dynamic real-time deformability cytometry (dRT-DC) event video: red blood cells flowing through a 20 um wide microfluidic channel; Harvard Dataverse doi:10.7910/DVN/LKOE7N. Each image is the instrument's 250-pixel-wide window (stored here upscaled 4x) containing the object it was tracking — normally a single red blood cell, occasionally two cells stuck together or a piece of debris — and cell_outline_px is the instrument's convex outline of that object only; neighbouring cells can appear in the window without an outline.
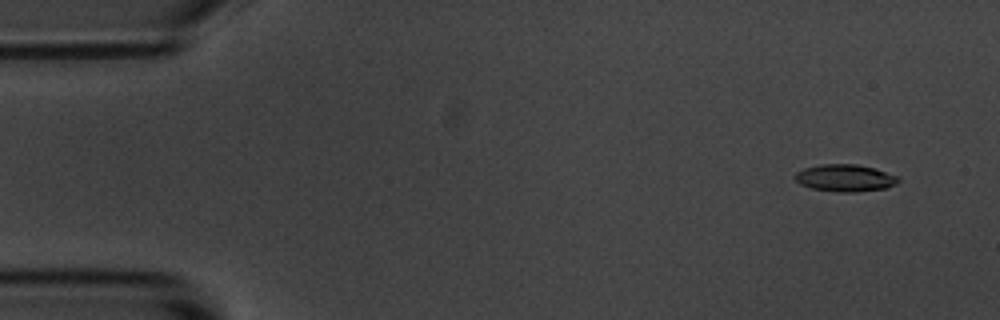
{"species": "common noctule bat (a hibernating species)", "species_latin": "Nyctalus noctula", "temperature_condition": "room temperature", "stored_images_in_passage": 6, "camera_frame_rate_fps": 3000, "um_per_image_px": 0.085, "animal": {"sex": "male", "body_mass_g": 20.1, "forearm_length_mm": 53.5}, "frame": {"image": 1, "passage_image": 2, "time_ms": 1.0, "image_size_px": [1000, 320], "cell_outline_px": [[900, 180], [896, 184], [884, 188], [856, 192], [840, 192], [812, 188], [800, 184], [792, 176], [796, 172], [804, 168], [820, 164], [856, 164], [876, 168], [900, 176]], "centroid_in_image_um": [71.85, 15.11], "position_along_channel_um": 13.2, "area_um2": 16.47}}
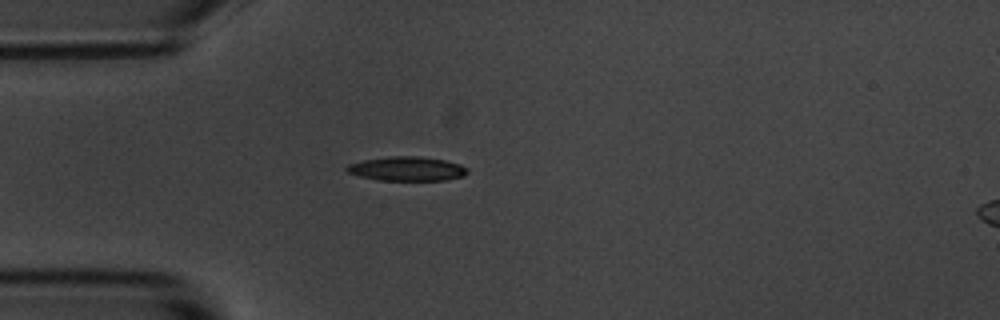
{"frame": {"image": 2, "passage_image": 5, "time_ms": 4.667, "image_size_px": [1000, 320], "cell_outline_px": [[468, 172], [464, 176], [444, 180], [380, 180], [360, 176], [348, 172], [344, 168], [348, 164], [364, 160], [388, 156], [420, 156], [444, 160], [460, 164], [468, 168]], "centroid_in_image_um": [34.6, 14.34], "position_along_channel_um": 50.4, "area_um2": 16.99}}